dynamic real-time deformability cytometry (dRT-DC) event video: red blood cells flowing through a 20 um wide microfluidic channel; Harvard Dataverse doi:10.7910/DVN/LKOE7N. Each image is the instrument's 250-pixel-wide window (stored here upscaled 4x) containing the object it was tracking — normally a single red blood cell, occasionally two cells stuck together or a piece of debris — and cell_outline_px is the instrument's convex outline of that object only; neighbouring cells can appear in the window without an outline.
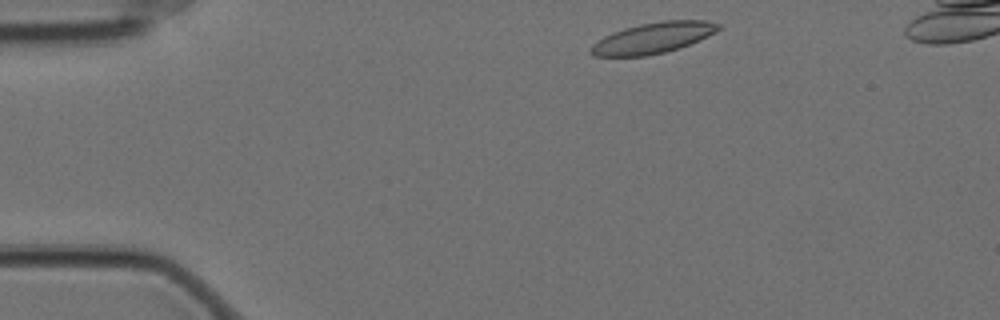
{"species": "Egyptian fruit bat (a non-hibernating species)", "species_latin": "Rousettus aegyptiacus", "temperature_condition": "cold", "stored_images_in_passage": 28, "camera_frame_rate_fps": 3000, "um_per_image_px": 0.085, "animal": {"sex": "female"}, "frame": {"image": 1, "passage_image": 2, "time_ms": 0.333, "image_size_px": [1000, 320], "cell_outline_px": [[720, 28], [716, 32], [700, 40], [680, 48], [648, 56], [592, 56], [588, 52], [588, 48], [592, 44], [604, 36], [612, 32], [624, 28], [640, 24], [660, 20], [704, 20], [720, 24]], "centroid_in_image_um": [55.48, 3.23], "position_along_channel_um": 29.5, "area_um2": 23.18}}
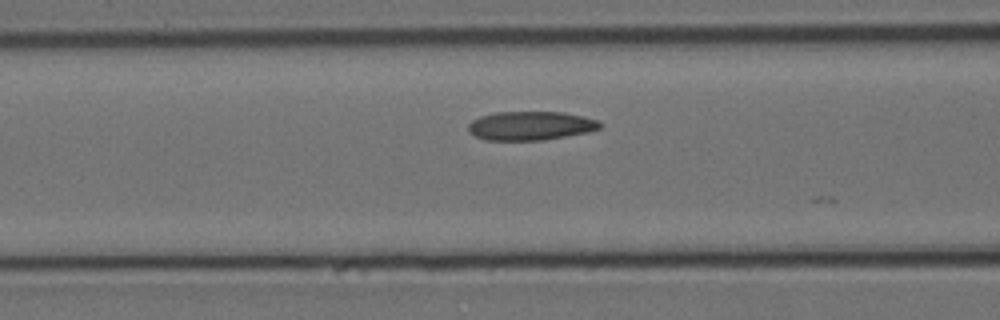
{"frame": {"image": 2, "passage_image": 15, "time_ms": 4.667, "image_size_px": [1000, 320], "cell_outline_px": [[604, 124], [600, 128], [588, 132], [544, 140], [484, 140], [468, 132], [468, 124], [472, 120], [480, 116], [496, 112], [564, 112], [584, 116], [600, 120]], "centroid_in_image_um": [45.12, 10.68], "position_along_channel_um": 121.5, "area_um2": 22.37}}
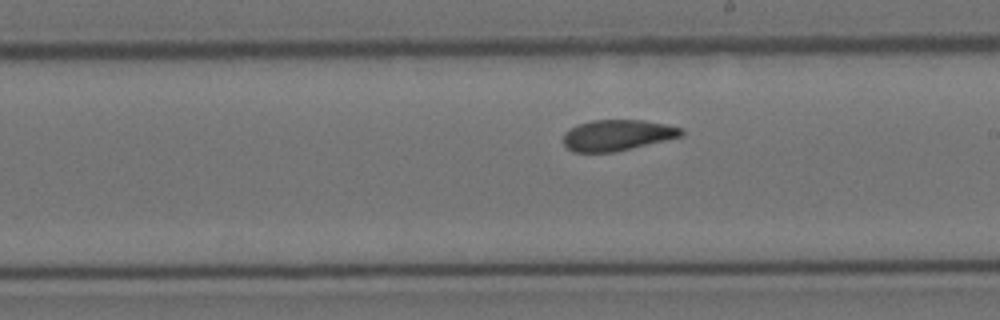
{"frame": {"image": 3, "passage_image": 25, "time_ms": 8.0, "image_size_px": [1000, 320], "cell_outline_px": [[684, 136], [632, 148], [612, 152], [572, 152], [564, 144], [564, 132], [580, 124], [592, 120], [644, 120], [684, 128]], "centroid_in_image_um": [52.51, 11.49], "position_along_channel_um": 236.5, "area_um2": 21.21}}